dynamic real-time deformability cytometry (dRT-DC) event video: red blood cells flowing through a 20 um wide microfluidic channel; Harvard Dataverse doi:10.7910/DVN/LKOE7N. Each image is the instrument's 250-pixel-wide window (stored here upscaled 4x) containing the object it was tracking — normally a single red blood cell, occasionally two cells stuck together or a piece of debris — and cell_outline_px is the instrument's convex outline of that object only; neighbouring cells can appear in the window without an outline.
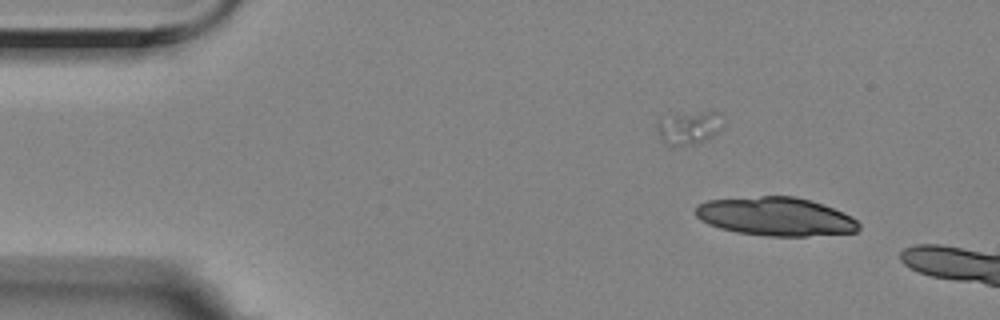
{"species": "Egyptian fruit bat (a non-hibernating species)", "species_latin": "Rousettus aegyptiacus", "temperature_condition": "room temperature", "stored_images_in_passage": 6, "camera_frame_rate_fps": 3000, "um_per_image_px": 0.085, "animal": {"sex": "female"}, "frame": {"image": 1, "passage_image": 1, "time_ms": 0.0, "image_size_px": [1000, 320], "cell_outline_px": [[860, 228], [856, 232], [808, 236], [768, 236], [736, 232], [720, 228], [708, 224], [700, 220], [696, 216], [696, 204], [708, 200], [760, 196], [796, 196], [832, 208], [852, 216], [860, 224]], "centroid_in_image_um": [65.91, 18.41], "position_along_channel_um": 19.1, "area_um2": 36.65}}